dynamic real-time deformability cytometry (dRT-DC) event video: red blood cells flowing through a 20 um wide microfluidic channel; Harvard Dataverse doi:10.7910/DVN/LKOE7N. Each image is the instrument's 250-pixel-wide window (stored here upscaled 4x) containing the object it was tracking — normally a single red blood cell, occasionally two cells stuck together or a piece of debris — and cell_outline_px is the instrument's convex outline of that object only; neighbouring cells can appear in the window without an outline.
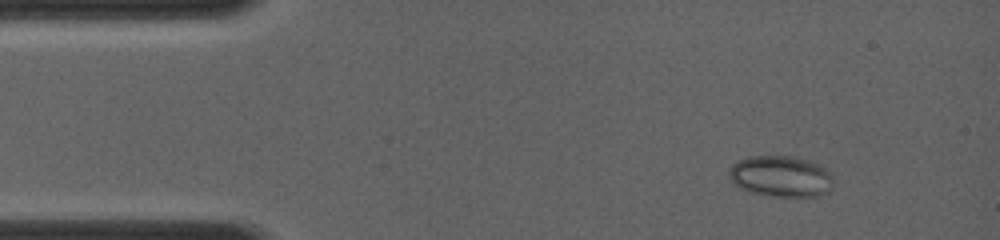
{"species": "common noctule bat (a hibernating species)", "species_latin": "Nyctalus noctula", "temperature_condition": "room temperature", "stored_images_in_passage": 3, "camera_frame_rate_fps": 4000, "um_per_image_px": 0.085, "animal": {"sex": "female", "body_mass_g": 19.0, "forearm_length_mm": 56.7}, "frame": {"image": 1, "passage_image": 1, "time_ms": 0.0, "image_size_px": [1000, 240], "cell_outline_px": [[832, 188], [828, 192], [820, 196], [772, 196], [752, 192], [740, 188], [732, 184], [728, 180], [728, 168], [736, 160], [748, 156], [796, 156], [820, 164], [832, 172]], "centroid_in_image_um": [66.35, 14.97], "position_along_channel_um": 18.7, "area_um2": 25.61}}